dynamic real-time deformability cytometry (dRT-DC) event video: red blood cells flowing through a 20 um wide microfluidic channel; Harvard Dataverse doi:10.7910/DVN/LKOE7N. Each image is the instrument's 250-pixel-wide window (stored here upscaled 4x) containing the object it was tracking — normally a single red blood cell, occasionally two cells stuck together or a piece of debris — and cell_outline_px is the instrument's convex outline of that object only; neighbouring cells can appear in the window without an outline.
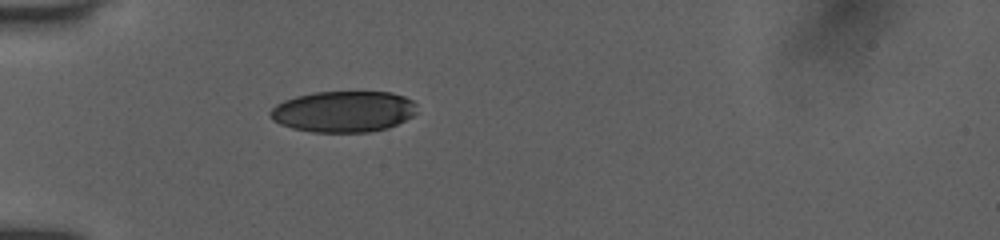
{"species": "human", "species_latin": "Homo sapiens", "temperature_condition": "room temperature", "stored_images_in_passage": 49, "camera_frame_rate_fps": 3000, "um_per_image_px": 0.085, "donor": {"sex": "female"}, "frame": {"image": 1, "passage_image": 1, "time_ms": 0.0, "image_size_px": [1000, 240], "cell_outline_px": [[416, 112], [412, 116], [388, 128], [368, 132], [312, 132], [292, 128], [280, 124], [272, 120], [268, 116], [268, 112], [276, 104], [284, 100], [296, 96], [312, 92], [392, 92], [404, 96], [412, 100], [416, 104]], "centroid_in_image_um": [29.17, 9.48], "position_along_channel_um": 55.8, "area_um2": 35.37}}
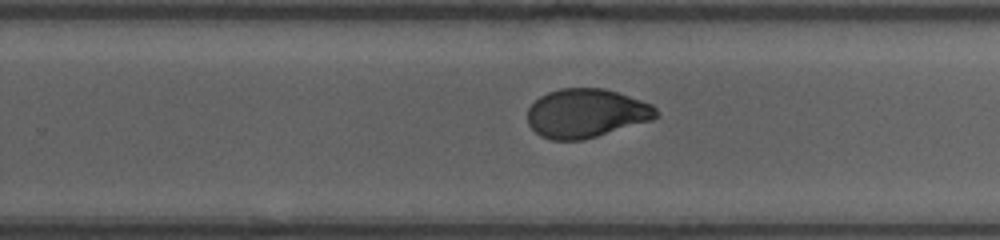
{"frame": {"image": 2, "passage_image": 24, "time_ms": 6.0, "image_size_px": [1000, 240], "cell_outline_px": [[660, 116], [652, 120], [584, 140], [552, 140], [540, 136], [528, 124], [528, 108], [540, 96], [548, 92], [560, 88], [604, 88], [652, 104], [660, 112]], "centroid_in_image_um": [49.84, 9.63], "position_along_channel_um": 280.0, "area_um2": 36.7}}
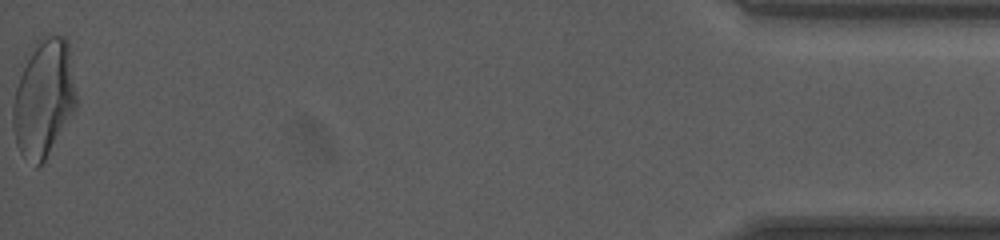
{"frame": {"image": 3, "passage_image": 48, "time_ms": 12.0, "image_size_px": [1000, 240], "cell_outline_px": [[76, 108], [44, 160], [36, 168], [20, 152], [16, 144], [12, 128], [12, 108], [20, 64], [36, 40], [44, 36], [64, 36], [68, 40], [76, 92]], "centroid_in_image_um": [3.68, 8.29], "position_along_channel_um": 431.5, "area_um2": 43.87}, "authors_computed_cell_mechanics": {"area_um2": 37.57, "velocity_mm_per_s": 3.9621, "shape_relaxation_time_tau1_ms": 3.7849, "shape_relaxation_time_tau2_ms": 1.1358, "deformation_change_tau1": 0.1727, "deformation_change_tau2": 0.0516}}